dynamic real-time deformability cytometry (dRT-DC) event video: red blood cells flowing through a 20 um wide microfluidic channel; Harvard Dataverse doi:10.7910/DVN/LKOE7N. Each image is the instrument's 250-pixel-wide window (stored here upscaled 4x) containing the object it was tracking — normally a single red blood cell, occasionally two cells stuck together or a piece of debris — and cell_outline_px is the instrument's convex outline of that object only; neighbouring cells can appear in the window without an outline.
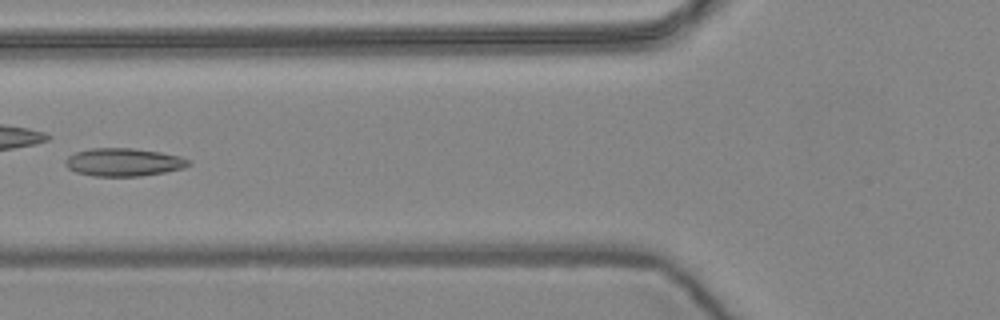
{"species": "common noctule bat (a hibernating species)", "species_latin": "Nyctalus noctula", "temperature_condition": "warm", "stored_images_in_passage": 10, "camera_frame_rate_fps": 3000, "um_per_image_px": 0.085, "animal": {"sex": "female", "body_mass_g": 24.6, "forearm_length_mm": 56.2}, "frame": {"image": 1, "passage_image": 6, "time_ms": 1.667, "image_size_px": [1000, 320], "cell_outline_px": [[192, 164], [184, 168], [164, 172], [140, 176], [92, 176], [76, 172], [68, 168], [64, 164], [64, 160], [68, 156], [76, 152], [92, 148], [132, 148], [160, 152], [180, 156], [192, 160]], "centroid_in_image_um": [10.52, 13.78], "position_along_channel_um": 115.3, "area_um2": 20.23}}
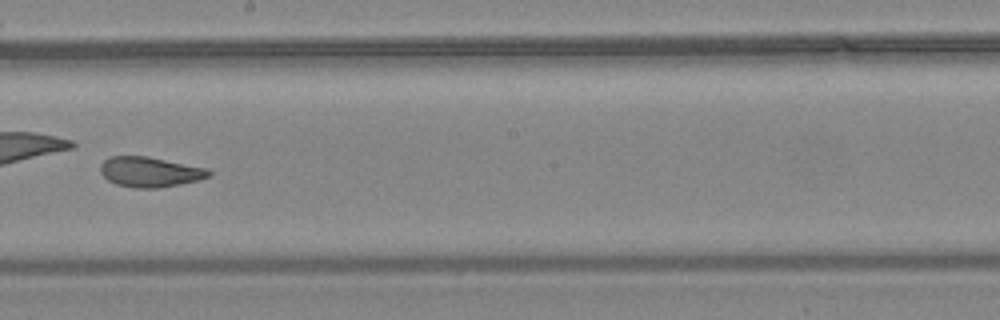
{"frame": {"image": 2, "passage_image": 9, "time_ms": 2.667, "image_size_px": [1000, 320], "cell_outline_px": [[212, 172], [208, 176], [196, 180], [180, 184], [160, 188], [132, 188], [116, 184], [108, 180], [100, 172], [100, 164], [108, 156], [148, 156], [208, 168]], "centroid_in_image_um": [12.71, 14.61], "position_along_channel_um": 235.5, "area_um2": 19.13}}
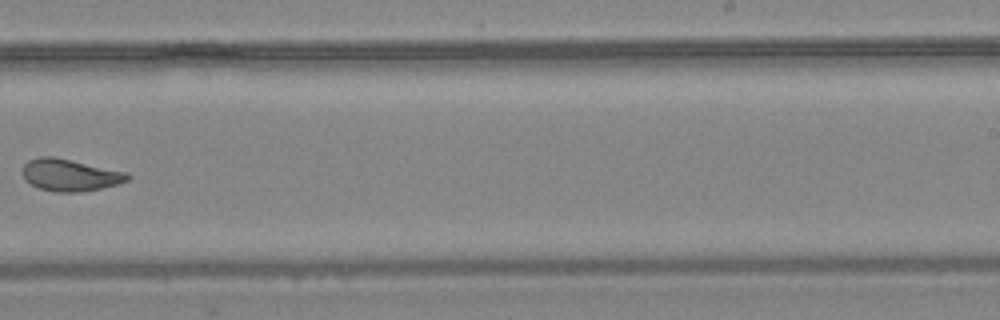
{"frame": {"image": 3, "passage_image": 10, "time_ms": 3.0, "image_size_px": [1000, 320], "cell_outline_px": [[132, 176], [128, 180], [116, 184], [100, 188], [80, 192], [52, 192], [40, 188], [24, 180], [20, 172], [24, 164], [28, 160], [40, 156], [52, 156], [128, 172]], "centroid_in_image_um": [5.91, 14.87], "position_along_channel_um": 283.1, "area_um2": 19.71}}